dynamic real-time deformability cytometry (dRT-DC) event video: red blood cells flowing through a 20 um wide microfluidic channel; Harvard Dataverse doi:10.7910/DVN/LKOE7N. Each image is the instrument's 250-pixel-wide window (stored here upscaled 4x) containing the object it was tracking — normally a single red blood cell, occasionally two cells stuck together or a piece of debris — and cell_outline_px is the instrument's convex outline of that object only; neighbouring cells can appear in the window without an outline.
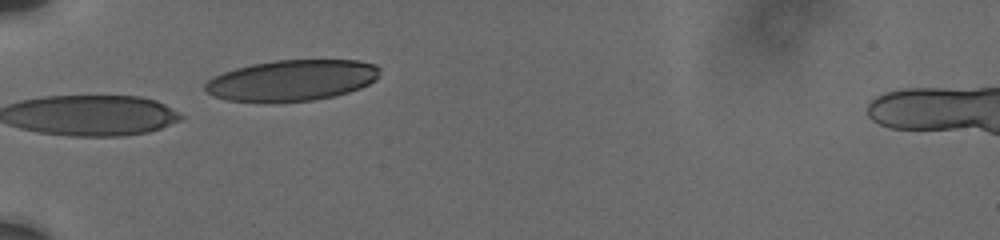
{"species": "human", "species_latin": "Homo sapiens", "temperature_condition": "cold", "stored_images_in_passage": 9, "camera_frame_rate_fps": 3000, "um_per_image_px": 0.085, "donor": {"sex": "male"}, "frame": {"image": 1, "passage_image": 4, "time_ms": 3.0, "image_size_px": [1000, 240], "cell_outline_px": [[380, 76], [376, 80], [360, 88], [348, 92], [332, 96], [312, 100], [264, 104], [228, 100], [212, 96], [204, 92], [204, 84], [208, 80], [224, 72], [236, 68], [252, 64], [276, 60], [360, 60], [376, 64], [380, 68]], "centroid_in_image_um": [24.79, 6.85], "position_along_channel_um": 60.2, "area_um2": 42.37}}
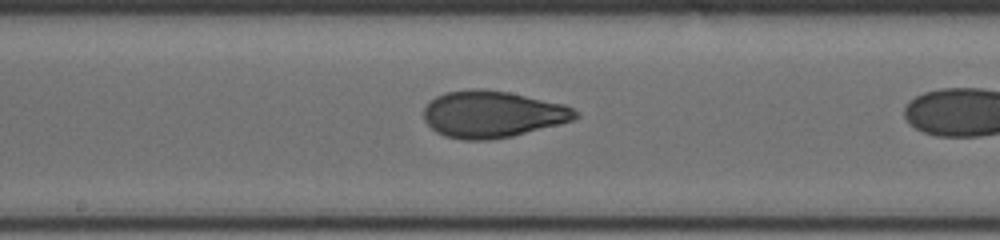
{"frame": {"image": 2, "passage_image": 8, "time_ms": 5.333, "image_size_px": [1000, 240], "cell_outline_px": [[580, 116], [572, 120], [512, 136], [488, 140], [464, 140], [444, 136], [436, 132], [424, 120], [424, 108], [436, 96], [448, 92], [472, 88], [484, 88], [508, 92], [564, 104], [580, 112]], "centroid_in_image_um": [41.84, 9.7], "position_along_channel_um": 206.4, "area_um2": 41.15}}